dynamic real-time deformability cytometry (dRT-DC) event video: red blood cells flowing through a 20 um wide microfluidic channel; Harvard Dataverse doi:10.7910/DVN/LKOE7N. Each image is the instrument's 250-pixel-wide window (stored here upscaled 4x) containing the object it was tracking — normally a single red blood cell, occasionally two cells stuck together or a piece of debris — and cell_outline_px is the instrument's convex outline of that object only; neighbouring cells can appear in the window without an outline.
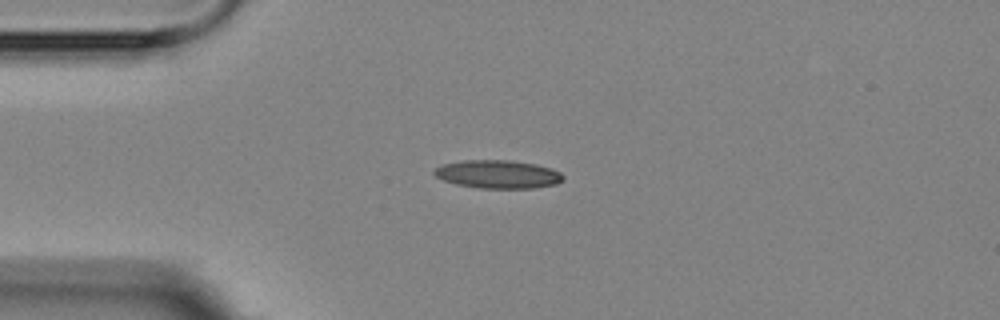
{"species": "Egyptian fruit bat (a non-hibernating species)", "species_latin": "Rousettus aegyptiacus", "temperature_condition": "room temperature", "stored_images_in_passage": 7, "camera_frame_rate_fps": 3000, "um_per_image_px": 0.085, "animal": {"sex": "female"}, "frame": {"image": 1, "passage_image": 1, "time_ms": 0.0, "image_size_px": [1000, 320], "cell_outline_px": [[564, 180], [556, 184], [532, 188], [480, 188], [456, 184], [444, 180], [436, 176], [432, 172], [436, 168], [444, 164], [464, 160], [508, 160], [536, 164], [552, 168], [560, 172], [564, 176]], "centroid_in_image_um": [42.36, 14.81], "position_along_channel_um": 42.6, "area_um2": 21.15}}
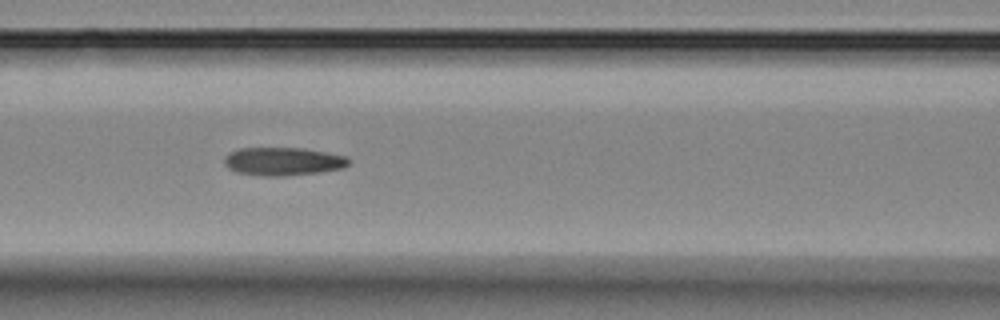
{"frame": {"image": 2, "passage_image": 4, "time_ms": 3.333, "image_size_px": [1000, 320], "cell_outline_px": [[348, 164], [344, 168], [320, 172], [284, 176], [264, 176], [236, 172], [228, 168], [224, 164], [224, 156], [228, 152], [240, 148], [304, 148], [344, 156], [348, 160]], "centroid_in_image_um": [24.0, 13.72], "position_along_channel_um": 142.6, "area_um2": 20.4}}
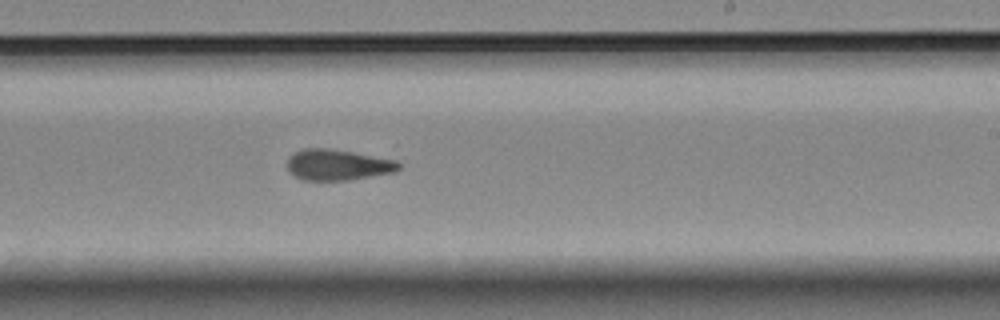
{"frame": {"image": 3, "passage_image": 7, "time_ms": 6.667, "image_size_px": [1000, 320], "cell_outline_px": [[400, 168], [392, 172], [348, 180], [304, 180], [288, 172], [288, 156], [292, 152], [304, 148], [328, 148], [352, 152], [396, 160], [400, 164]], "centroid_in_image_um": [28.65, 14.0], "position_along_channel_um": 260.4, "area_um2": 19.94}}